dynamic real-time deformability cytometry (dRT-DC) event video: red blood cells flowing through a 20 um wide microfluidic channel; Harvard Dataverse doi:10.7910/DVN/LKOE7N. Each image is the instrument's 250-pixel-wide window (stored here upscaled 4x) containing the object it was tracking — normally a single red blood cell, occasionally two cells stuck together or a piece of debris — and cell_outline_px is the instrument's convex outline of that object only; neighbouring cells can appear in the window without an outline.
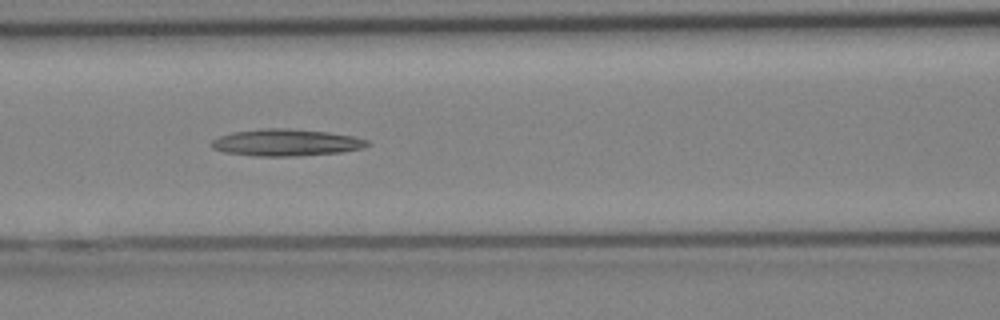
{"species": "Egyptian fruit bat (a non-hibernating species)", "species_latin": "Rousettus aegyptiacus", "temperature_condition": "cold", "stored_images_in_passage": 14, "camera_frame_rate_fps": 3000, "um_per_image_px": 0.085, "animal": {"sex": "female"}, "frame": {"image": 1, "passage_image": 12, "time_ms": 3.667, "image_size_px": [1000, 320], "cell_outline_px": [[368, 144], [360, 148], [340, 152], [300, 156], [256, 156], [224, 152], [212, 148], [208, 144], [212, 140], [220, 136], [232, 132], [264, 128], [288, 128], [328, 132], [352, 136], [368, 140]], "centroid_in_image_um": [24.25, 12.11], "position_along_channel_um": 142.3, "area_um2": 24.33}}
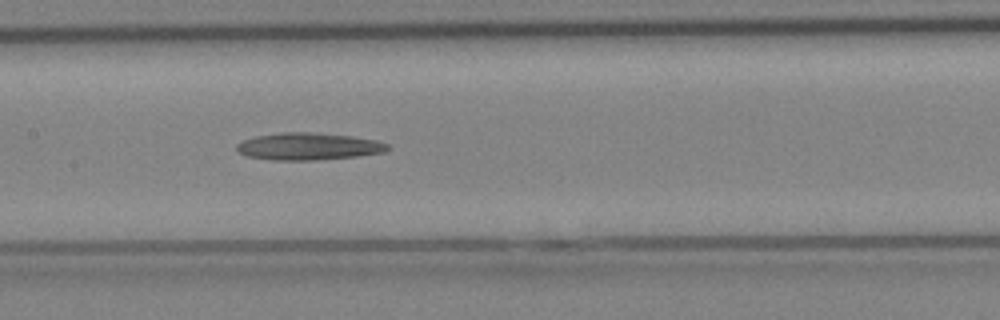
{"frame": {"image": 2, "passage_image": 14, "time_ms": 4.333, "image_size_px": [1000, 320], "cell_outline_px": [[392, 148], [384, 152], [356, 156], [316, 160], [276, 160], [248, 156], [236, 152], [236, 144], [244, 140], [256, 136], [280, 132], [312, 132], [352, 136], [376, 140], [388, 144]], "centroid_in_image_um": [26.22, 12.44], "position_along_channel_um": 181.2, "area_um2": 23.93}}